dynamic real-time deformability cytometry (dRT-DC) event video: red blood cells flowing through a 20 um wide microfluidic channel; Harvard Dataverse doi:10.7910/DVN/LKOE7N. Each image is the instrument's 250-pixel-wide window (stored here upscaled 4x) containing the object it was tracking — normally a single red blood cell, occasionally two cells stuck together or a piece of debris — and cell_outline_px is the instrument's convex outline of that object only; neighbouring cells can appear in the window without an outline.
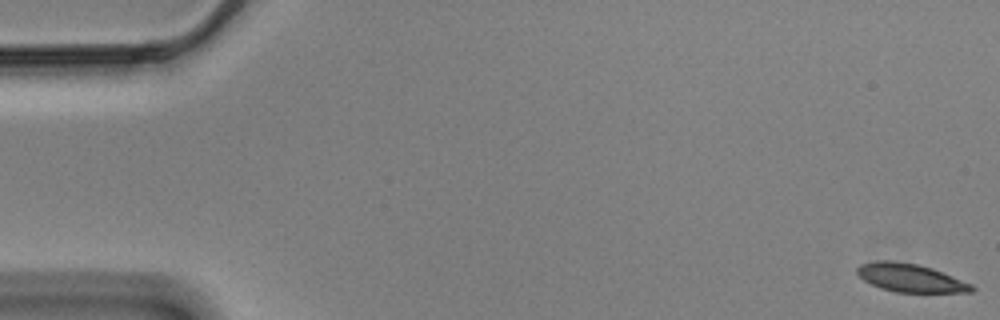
{"species": "Egyptian fruit bat (a non-hibernating species)", "species_latin": "Rousettus aegyptiacus", "temperature_condition": "cold", "stored_images_in_passage": 58, "segment_of_instrument_passage": [1, 2], "camera_frame_rate_fps": 3000, "um_per_image_px": 0.085, "animal": {"sex": "male"}, "frame": {"image": 1, "passage_image": 1, "time_ms": 0.0, "image_size_px": [1000, 320], "cell_outline_px": [[976, 288], [972, 292], [896, 292], [880, 288], [864, 280], [856, 272], [856, 268], [860, 264], [880, 260], [892, 260], [916, 264], [932, 268], [972, 284]], "centroid_in_image_um": [77.38, 23.62], "position_along_channel_um": 7.6, "area_um2": 18.73}}
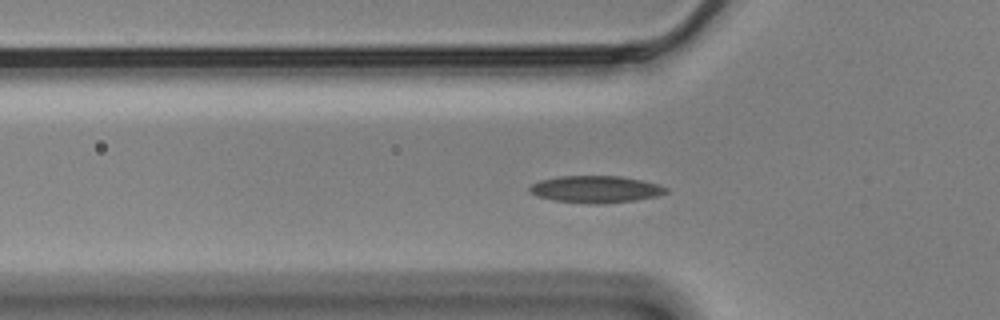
{"frame": {"image": 2, "passage_image": 19, "time_ms": 6.0, "image_size_px": [1000, 320], "cell_outline_px": [[668, 192], [656, 196], [636, 200], [600, 204], [588, 204], [552, 200], [536, 196], [528, 192], [528, 188], [532, 184], [540, 180], [560, 176], [620, 176], [640, 180], [656, 184], [668, 188]], "centroid_in_image_um": [50.58, 16.09], "position_along_channel_um": 75.2, "area_um2": 21.5}}
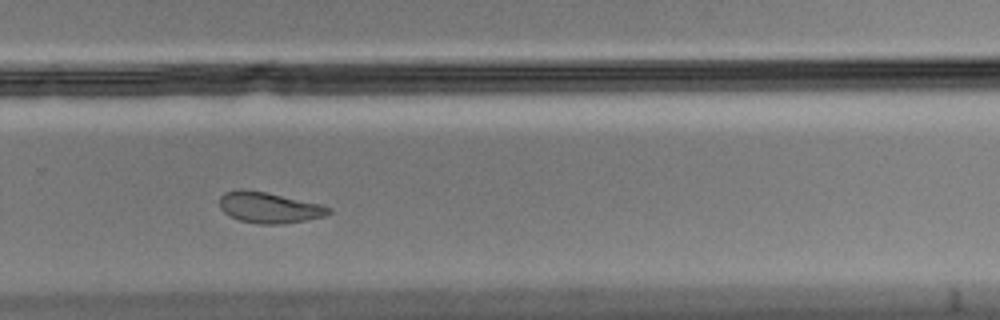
{"frame": {"image": 3, "passage_image": 39, "time_ms": 12.667, "image_size_px": [1000, 320], "cell_outline_px": [[332, 212], [324, 216], [304, 220], [280, 224], [260, 224], [240, 220], [228, 216], [220, 208], [220, 196], [224, 192], [264, 192], [320, 204], [332, 208]], "centroid_in_image_um": [22.91, 17.68], "position_along_channel_um": 306.9, "area_um2": 18.9}}